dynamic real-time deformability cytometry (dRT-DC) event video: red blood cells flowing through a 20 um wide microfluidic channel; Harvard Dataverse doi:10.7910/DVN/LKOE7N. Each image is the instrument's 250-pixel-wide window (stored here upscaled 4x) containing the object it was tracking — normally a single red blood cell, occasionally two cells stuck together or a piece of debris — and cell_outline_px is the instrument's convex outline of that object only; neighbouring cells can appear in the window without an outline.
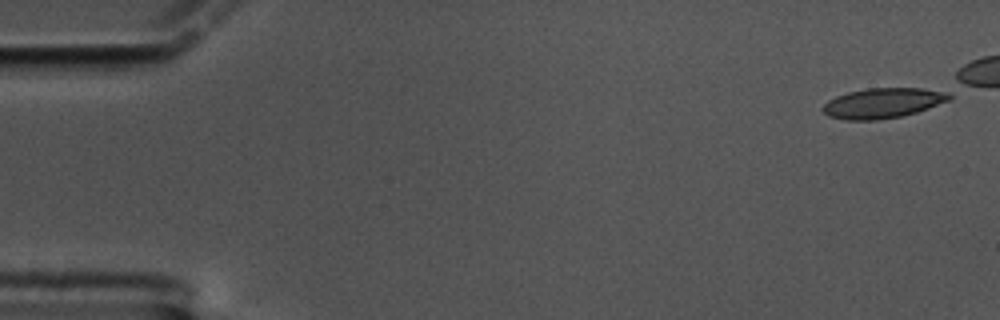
{"species": "common noctule bat (a hibernating species)", "species_latin": "Nyctalus noctula", "temperature_condition": "cold", "stored_images_in_passage": 1, "camera_frame_rate_fps": 3000, "um_per_image_px": 0.085, "animal": {"sex": "male", "body_mass_g": 17.5, "forearm_length_mm": 52.3}, "frame": {"image": 1, "passage_image": 1, "time_ms": 0.0, "image_size_px": [1000, 320], "cell_outline_px": [[952, 100], [916, 112], [900, 116], [876, 120], [844, 120], [828, 116], [820, 108], [828, 100], [836, 96], [848, 92], [868, 88], [920, 88], [952, 92]], "centroid_in_image_um": [75.06, 8.75], "position_along_channel_um": 9.9, "area_um2": 22.37}}